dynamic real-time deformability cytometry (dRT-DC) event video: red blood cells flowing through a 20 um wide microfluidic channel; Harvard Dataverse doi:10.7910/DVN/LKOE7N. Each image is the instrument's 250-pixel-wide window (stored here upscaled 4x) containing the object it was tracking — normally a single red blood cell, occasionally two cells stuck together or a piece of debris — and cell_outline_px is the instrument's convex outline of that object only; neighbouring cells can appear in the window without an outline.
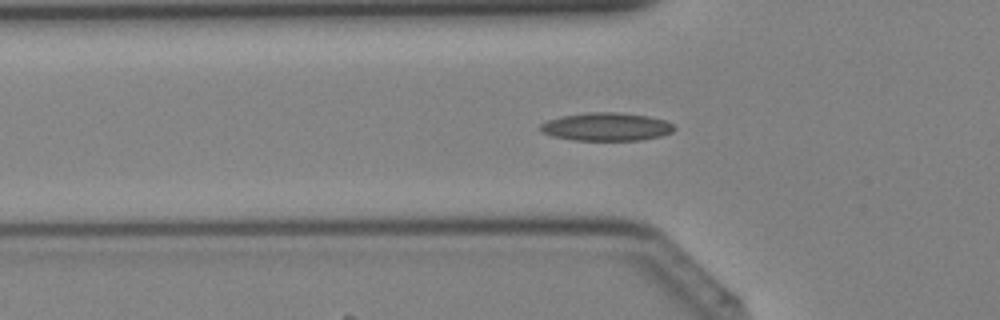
{"species": "Egyptian fruit bat (a non-hibernating species)", "species_latin": "Rousettus aegyptiacus", "temperature_condition": "cold", "stored_images_in_passage": 30, "camera_frame_rate_fps": 3000, "um_per_image_px": 0.085, "animal": {"sex": "female"}, "frame": {"image": 1, "passage_image": 6, "time_ms": 1.667, "image_size_px": [1000, 320], "cell_outline_px": [[676, 128], [672, 132], [660, 136], [640, 140], [572, 140], [552, 136], [540, 132], [540, 124], [548, 120], [560, 116], [588, 112], [616, 112], [648, 116], [664, 120], [672, 124]], "centroid_in_image_um": [51.51, 10.77], "position_along_channel_um": 74.3, "area_um2": 21.96}}
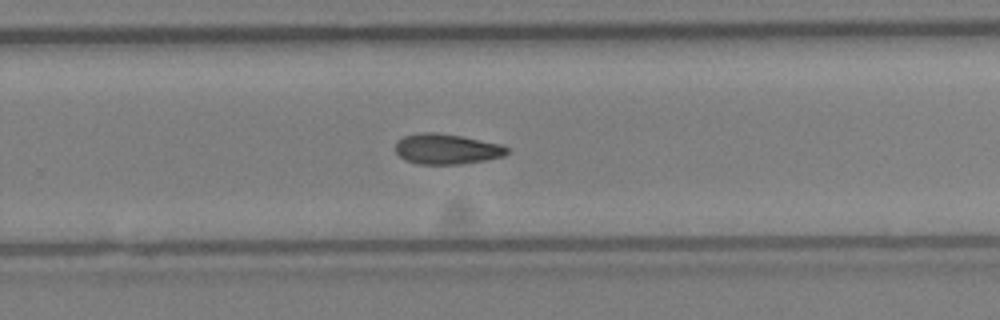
{"frame": {"image": 2, "passage_image": 19, "time_ms": 6.0, "image_size_px": [1000, 320], "cell_outline_px": [[508, 152], [504, 156], [484, 160], [460, 164], [420, 164], [404, 160], [396, 152], [396, 140], [404, 136], [416, 132], [436, 132], [460, 136], [500, 144], [508, 148]], "centroid_in_image_um": [37.92, 12.66], "position_along_channel_um": 291.9, "area_um2": 19.71}}
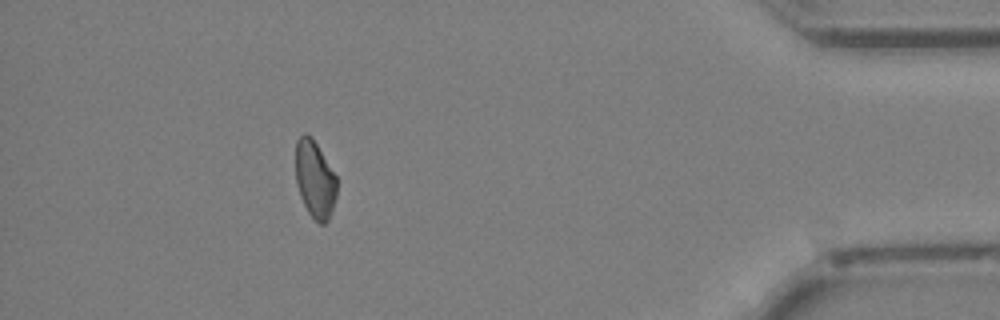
{"frame": {"image": 3, "passage_image": 29, "time_ms": 9.333, "image_size_px": [1000, 320], "cell_outline_px": [[336, 196], [328, 220], [324, 224], [320, 224], [308, 212], [300, 196], [296, 184], [296, 140], [304, 132], [308, 132], [312, 136], [336, 176]], "centroid_in_image_um": [26.75, 15.2], "position_along_channel_um": 408.5, "area_um2": 18.5}}